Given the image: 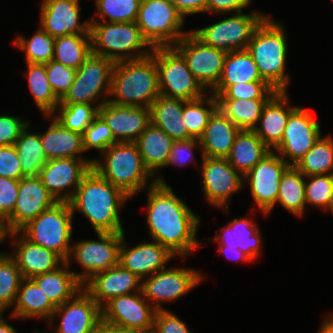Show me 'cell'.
<instances>
[{"mask_svg": "<svg viewBox=\"0 0 333 333\" xmlns=\"http://www.w3.org/2000/svg\"><path fill=\"white\" fill-rule=\"evenodd\" d=\"M147 224L151 240L186 259L200 247L197 232L201 217L173 191L168 184L155 183L146 189Z\"/></svg>", "mask_w": 333, "mask_h": 333, "instance_id": "1", "label": "cell"}, {"mask_svg": "<svg viewBox=\"0 0 333 333\" xmlns=\"http://www.w3.org/2000/svg\"><path fill=\"white\" fill-rule=\"evenodd\" d=\"M131 198L103 178L93 167L69 201L73 216L78 211L94 232L124 233L121 210Z\"/></svg>", "mask_w": 333, "mask_h": 333, "instance_id": "2", "label": "cell"}, {"mask_svg": "<svg viewBox=\"0 0 333 333\" xmlns=\"http://www.w3.org/2000/svg\"><path fill=\"white\" fill-rule=\"evenodd\" d=\"M284 25L267 15L257 26L246 50L262 79L276 91H288L291 78L286 72L288 36Z\"/></svg>", "mask_w": 333, "mask_h": 333, "instance_id": "3", "label": "cell"}, {"mask_svg": "<svg viewBox=\"0 0 333 333\" xmlns=\"http://www.w3.org/2000/svg\"><path fill=\"white\" fill-rule=\"evenodd\" d=\"M159 95L158 68L152 55L114 64L109 102L150 107Z\"/></svg>", "mask_w": 333, "mask_h": 333, "instance_id": "4", "label": "cell"}, {"mask_svg": "<svg viewBox=\"0 0 333 333\" xmlns=\"http://www.w3.org/2000/svg\"><path fill=\"white\" fill-rule=\"evenodd\" d=\"M92 167L131 199L156 183L134 142L111 145L101 154V159L94 158Z\"/></svg>", "mask_w": 333, "mask_h": 333, "instance_id": "5", "label": "cell"}, {"mask_svg": "<svg viewBox=\"0 0 333 333\" xmlns=\"http://www.w3.org/2000/svg\"><path fill=\"white\" fill-rule=\"evenodd\" d=\"M91 53L114 63L136 60L152 54L136 22H90Z\"/></svg>", "mask_w": 333, "mask_h": 333, "instance_id": "6", "label": "cell"}, {"mask_svg": "<svg viewBox=\"0 0 333 333\" xmlns=\"http://www.w3.org/2000/svg\"><path fill=\"white\" fill-rule=\"evenodd\" d=\"M73 218L69 202H57L41 212L20 232L31 242L55 252L67 261L73 243Z\"/></svg>", "mask_w": 333, "mask_h": 333, "instance_id": "7", "label": "cell"}, {"mask_svg": "<svg viewBox=\"0 0 333 333\" xmlns=\"http://www.w3.org/2000/svg\"><path fill=\"white\" fill-rule=\"evenodd\" d=\"M185 21L170 0H142L136 24L154 48L178 43L189 32L183 28Z\"/></svg>", "mask_w": 333, "mask_h": 333, "instance_id": "8", "label": "cell"}, {"mask_svg": "<svg viewBox=\"0 0 333 333\" xmlns=\"http://www.w3.org/2000/svg\"><path fill=\"white\" fill-rule=\"evenodd\" d=\"M158 68L160 95L191 101L208 91L190 71L186 59L174 47H154L152 54Z\"/></svg>", "mask_w": 333, "mask_h": 333, "instance_id": "9", "label": "cell"}, {"mask_svg": "<svg viewBox=\"0 0 333 333\" xmlns=\"http://www.w3.org/2000/svg\"><path fill=\"white\" fill-rule=\"evenodd\" d=\"M267 16L257 9L251 13H229L223 19L201 29L190 30L204 44L225 51L245 50L257 26Z\"/></svg>", "mask_w": 333, "mask_h": 333, "instance_id": "10", "label": "cell"}, {"mask_svg": "<svg viewBox=\"0 0 333 333\" xmlns=\"http://www.w3.org/2000/svg\"><path fill=\"white\" fill-rule=\"evenodd\" d=\"M97 240L73 241L71 253L66 261L69 266L76 263L81 272L75 277L84 285L95 274L106 271L119 264L120 247L124 233L95 232ZM75 261V262H74Z\"/></svg>", "mask_w": 333, "mask_h": 333, "instance_id": "11", "label": "cell"}, {"mask_svg": "<svg viewBox=\"0 0 333 333\" xmlns=\"http://www.w3.org/2000/svg\"><path fill=\"white\" fill-rule=\"evenodd\" d=\"M114 62L91 53L76 70L74 82L60 104H92L100 107L107 102L111 89Z\"/></svg>", "mask_w": 333, "mask_h": 333, "instance_id": "12", "label": "cell"}, {"mask_svg": "<svg viewBox=\"0 0 333 333\" xmlns=\"http://www.w3.org/2000/svg\"><path fill=\"white\" fill-rule=\"evenodd\" d=\"M204 278L202 271L193 267H166L144 278L141 290L144 298L156 310H163L166 309L164 303L178 301L198 287Z\"/></svg>", "mask_w": 333, "mask_h": 333, "instance_id": "13", "label": "cell"}, {"mask_svg": "<svg viewBox=\"0 0 333 333\" xmlns=\"http://www.w3.org/2000/svg\"><path fill=\"white\" fill-rule=\"evenodd\" d=\"M289 167L276 151L271 150L244 176L243 186H249L253 199L254 206H251V211L257 206L264 216L272 213L276 206L281 177Z\"/></svg>", "mask_w": 333, "mask_h": 333, "instance_id": "14", "label": "cell"}, {"mask_svg": "<svg viewBox=\"0 0 333 333\" xmlns=\"http://www.w3.org/2000/svg\"><path fill=\"white\" fill-rule=\"evenodd\" d=\"M201 185L205 201L212 207L230 212L231 197L244 189V177L235 170L227 158L201 156Z\"/></svg>", "mask_w": 333, "mask_h": 333, "instance_id": "15", "label": "cell"}, {"mask_svg": "<svg viewBox=\"0 0 333 333\" xmlns=\"http://www.w3.org/2000/svg\"><path fill=\"white\" fill-rule=\"evenodd\" d=\"M322 136L321 125L306 107L298 106L289 116L281 142L273 149L294 166Z\"/></svg>", "mask_w": 333, "mask_h": 333, "instance_id": "16", "label": "cell"}, {"mask_svg": "<svg viewBox=\"0 0 333 333\" xmlns=\"http://www.w3.org/2000/svg\"><path fill=\"white\" fill-rule=\"evenodd\" d=\"M200 84L210 92L219 82L226 52L204 44L190 30L174 45Z\"/></svg>", "mask_w": 333, "mask_h": 333, "instance_id": "17", "label": "cell"}, {"mask_svg": "<svg viewBox=\"0 0 333 333\" xmlns=\"http://www.w3.org/2000/svg\"><path fill=\"white\" fill-rule=\"evenodd\" d=\"M102 320L138 333H153L156 309L142 290L111 298L101 307Z\"/></svg>", "mask_w": 333, "mask_h": 333, "instance_id": "18", "label": "cell"}, {"mask_svg": "<svg viewBox=\"0 0 333 333\" xmlns=\"http://www.w3.org/2000/svg\"><path fill=\"white\" fill-rule=\"evenodd\" d=\"M59 323H54L57 319ZM102 319L101 306L84 290L56 307L47 323L54 333H94Z\"/></svg>", "mask_w": 333, "mask_h": 333, "instance_id": "19", "label": "cell"}, {"mask_svg": "<svg viewBox=\"0 0 333 333\" xmlns=\"http://www.w3.org/2000/svg\"><path fill=\"white\" fill-rule=\"evenodd\" d=\"M93 162L94 158L51 159L43 166L39 177L57 202H69Z\"/></svg>", "mask_w": 333, "mask_h": 333, "instance_id": "20", "label": "cell"}, {"mask_svg": "<svg viewBox=\"0 0 333 333\" xmlns=\"http://www.w3.org/2000/svg\"><path fill=\"white\" fill-rule=\"evenodd\" d=\"M57 201L48 192L39 176L20 179L16 206L13 214L2 224L4 234L20 231L41 212Z\"/></svg>", "mask_w": 333, "mask_h": 333, "instance_id": "21", "label": "cell"}, {"mask_svg": "<svg viewBox=\"0 0 333 333\" xmlns=\"http://www.w3.org/2000/svg\"><path fill=\"white\" fill-rule=\"evenodd\" d=\"M80 0H41L39 24L53 38L90 34V20L80 21Z\"/></svg>", "mask_w": 333, "mask_h": 333, "instance_id": "22", "label": "cell"}, {"mask_svg": "<svg viewBox=\"0 0 333 333\" xmlns=\"http://www.w3.org/2000/svg\"><path fill=\"white\" fill-rule=\"evenodd\" d=\"M8 239L12 246L8 254L16 261L23 278L54 271L65 262L55 252L28 240L20 231L4 234V241Z\"/></svg>", "mask_w": 333, "mask_h": 333, "instance_id": "23", "label": "cell"}, {"mask_svg": "<svg viewBox=\"0 0 333 333\" xmlns=\"http://www.w3.org/2000/svg\"><path fill=\"white\" fill-rule=\"evenodd\" d=\"M125 232L120 247L119 264L131 271L141 280L165 269L167 264L177 257L167 247L151 240L129 246Z\"/></svg>", "mask_w": 333, "mask_h": 333, "instance_id": "24", "label": "cell"}, {"mask_svg": "<svg viewBox=\"0 0 333 333\" xmlns=\"http://www.w3.org/2000/svg\"><path fill=\"white\" fill-rule=\"evenodd\" d=\"M99 115L111 129L116 142H135L150 124V108L105 102Z\"/></svg>", "mask_w": 333, "mask_h": 333, "instance_id": "25", "label": "cell"}, {"mask_svg": "<svg viewBox=\"0 0 333 333\" xmlns=\"http://www.w3.org/2000/svg\"><path fill=\"white\" fill-rule=\"evenodd\" d=\"M142 280L120 264L95 274L83 289L102 307L111 298L141 291Z\"/></svg>", "mask_w": 333, "mask_h": 333, "instance_id": "26", "label": "cell"}, {"mask_svg": "<svg viewBox=\"0 0 333 333\" xmlns=\"http://www.w3.org/2000/svg\"><path fill=\"white\" fill-rule=\"evenodd\" d=\"M288 94L277 91L265 104L258 125L253 129L270 150L281 142L288 118L298 107L291 105Z\"/></svg>", "mask_w": 333, "mask_h": 333, "instance_id": "27", "label": "cell"}, {"mask_svg": "<svg viewBox=\"0 0 333 333\" xmlns=\"http://www.w3.org/2000/svg\"><path fill=\"white\" fill-rule=\"evenodd\" d=\"M249 216L232 219L227 225L216 230L214 241L218 245L229 246L241 250L252 262L261 258L262 234L257 223Z\"/></svg>", "mask_w": 333, "mask_h": 333, "instance_id": "28", "label": "cell"}, {"mask_svg": "<svg viewBox=\"0 0 333 333\" xmlns=\"http://www.w3.org/2000/svg\"><path fill=\"white\" fill-rule=\"evenodd\" d=\"M49 127L39 132L48 160L58 158H87L81 133L66 129L53 115H45ZM51 122V123H50ZM83 155V156H82Z\"/></svg>", "mask_w": 333, "mask_h": 333, "instance_id": "29", "label": "cell"}, {"mask_svg": "<svg viewBox=\"0 0 333 333\" xmlns=\"http://www.w3.org/2000/svg\"><path fill=\"white\" fill-rule=\"evenodd\" d=\"M143 162L157 183L167 184L160 175L169 159L174 140L163 130L150 123L134 142Z\"/></svg>", "mask_w": 333, "mask_h": 333, "instance_id": "30", "label": "cell"}, {"mask_svg": "<svg viewBox=\"0 0 333 333\" xmlns=\"http://www.w3.org/2000/svg\"><path fill=\"white\" fill-rule=\"evenodd\" d=\"M240 129L218 108L210 117L199 138L200 155L210 158H227Z\"/></svg>", "mask_w": 333, "mask_h": 333, "instance_id": "31", "label": "cell"}, {"mask_svg": "<svg viewBox=\"0 0 333 333\" xmlns=\"http://www.w3.org/2000/svg\"><path fill=\"white\" fill-rule=\"evenodd\" d=\"M11 309L10 317L14 320L40 319L48 323L56 306L31 278H23Z\"/></svg>", "mask_w": 333, "mask_h": 333, "instance_id": "32", "label": "cell"}, {"mask_svg": "<svg viewBox=\"0 0 333 333\" xmlns=\"http://www.w3.org/2000/svg\"><path fill=\"white\" fill-rule=\"evenodd\" d=\"M185 100L159 95L150 105V123L166 132L174 141L193 138L182 119Z\"/></svg>", "mask_w": 333, "mask_h": 333, "instance_id": "33", "label": "cell"}, {"mask_svg": "<svg viewBox=\"0 0 333 333\" xmlns=\"http://www.w3.org/2000/svg\"><path fill=\"white\" fill-rule=\"evenodd\" d=\"M31 279L56 307L72 299L83 289V285L66 261L56 270L36 275Z\"/></svg>", "mask_w": 333, "mask_h": 333, "instance_id": "34", "label": "cell"}, {"mask_svg": "<svg viewBox=\"0 0 333 333\" xmlns=\"http://www.w3.org/2000/svg\"><path fill=\"white\" fill-rule=\"evenodd\" d=\"M254 81L264 80L251 54L246 49L231 51L226 53L221 78L210 92L217 97L229 85Z\"/></svg>", "mask_w": 333, "mask_h": 333, "instance_id": "35", "label": "cell"}, {"mask_svg": "<svg viewBox=\"0 0 333 333\" xmlns=\"http://www.w3.org/2000/svg\"><path fill=\"white\" fill-rule=\"evenodd\" d=\"M271 150L254 130H240L234 140L228 162L243 177Z\"/></svg>", "mask_w": 333, "mask_h": 333, "instance_id": "36", "label": "cell"}, {"mask_svg": "<svg viewBox=\"0 0 333 333\" xmlns=\"http://www.w3.org/2000/svg\"><path fill=\"white\" fill-rule=\"evenodd\" d=\"M306 176L294 166H290L282 175L276 205H281L287 212L303 217L306 210Z\"/></svg>", "mask_w": 333, "mask_h": 333, "instance_id": "37", "label": "cell"}, {"mask_svg": "<svg viewBox=\"0 0 333 333\" xmlns=\"http://www.w3.org/2000/svg\"><path fill=\"white\" fill-rule=\"evenodd\" d=\"M30 124L28 123L21 131L14 144L24 177L39 176L41 169L48 161L42 147L40 134L30 130Z\"/></svg>", "mask_w": 333, "mask_h": 333, "instance_id": "38", "label": "cell"}, {"mask_svg": "<svg viewBox=\"0 0 333 333\" xmlns=\"http://www.w3.org/2000/svg\"><path fill=\"white\" fill-rule=\"evenodd\" d=\"M25 65L27 83L35 106L44 116L52 115L60 104V100L54 94L47 79L45 64L25 63Z\"/></svg>", "mask_w": 333, "mask_h": 333, "instance_id": "39", "label": "cell"}, {"mask_svg": "<svg viewBox=\"0 0 333 333\" xmlns=\"http://www.w3.org/2000/svg\"><path fill=\"white\" fill-rule=\"evenodd\" d=\"M269 99H217L218 108L240 130H253Z\"/></svg>", "mask_w": 333, "mask_h": 333, "instance_id": "40", "label": "cell"}, {"mask_svg": "<svg viewBox=\"0 0 333 333\" xmlns=\"http://www.w3.org/2000/svg\"><path fill=\"white\" fill-rule=\"evenodd\" d=\"M91 54L90 34H72L55 38L53 60L77 70Z\"/></svg>", "mask_w": 333, "mask_h": 333, "instance_id": "41", "label": "cell"}, {"mask_svg": "<svg viewBox=\"0 0 333 333\" xmlns=\"http://www.w3.org/2000/svg\"><path fill=\"white\" fill-rule=\"evenodd\" d=\"M294 167L305 176L333 174V136H321Z\"/></svg>", "mask_w": 333, "mask_h": 333, "instance_id": "42", "label": "cell"}, {"mask_svg": "<svg viewBox=\"0 0 333 333\" xmlns=\"http://www.w3.org/2000/svg\"><path fill=\"white\" fill-rule=\"evenodd\" d=\"M217 109V97L211 92L206 93L198 99L185 101L182 119L184 120L188 133L193 138L199 139L203 135L210 117Z\"/></svg>", "mask_w": 333, "mask_h": 333, "instance_id": "43", "label": "cell"}, {"mask_svg": "<svg viewBox=\"0 0 333 333\" xmlns=\"http://www.w3.org/2000/svg\"><path fill=\"white\" fill-rule=\"evenodd\" d=\"M54 41L55 38L39 26L30 38L18 34L13 42L25 53V63L46 64L53 60Z\"/></svg>", "mask_w": 333, "mask_h": 333, "instance_id": "44", "label": "cell"}, {"mask_svg": "<svg viewBox=\"0 0 333 333\" xmlns=\"http://www.w3.org/2000/svg\"><path fill=\"white\" fill-rule=\"evenodd\" d=\"M95 17L90 22H136L142 0H94ZM99 17V18H96Z\"/></svg>", "mask_w": 333, "mask_h": 333, "instance_id": "45", "label": "cell"}, {"mask_svg": "<svg viewBox=\"0 0 333 333\" xmlns=\"http://www.w3.org/2000/svg\"><path fill=\"white\" fill-rule=\"evenodd\" d=\"M23 277L16 261L5 252H0V312L14 306Z\"/></svg>", "mask_w": 333, "mask_h": 333, "instance_id": "46", "label": "cell"}, {"mask_svg": "<svg viewBox=\"0 0 333 333\" xmlns=\"http://www.w3.org/2000/svg\"><path fill=\"white\" fill-rule=\"evenodd\" d=\"M66 129L83 134L99 115V107L92 104H59L52 114Z\"/></svg>", "mask_w": 333, "mask_h": 333, "instance_id": "47", "label": "cell"}, {"mask_svg": "<svg viewBox=\"0 0 333 333\" xmlns=\"http://www.w3.org/2000/svg\"><path fill=\"white\" fill-rule=\"evenodd\" d=\"M306 205L328 212L333 202V174L306 176Z\"/></svg>", "mask_w": 333, "mask_h": 333, "instance_id": "48", "label": "cell"}, {"mask_svg": "<svg viewBox=\"0 0 333 333\" xmlns=\"http://www.w3.org/2000/svg\"><path fill=\"white\" fill-rule=\"evenodd\" d=\"M85 152L95 150L99 156L111 145L117 143L105 120L98 115L82 134Z\"/></svg>", "mask_w": 333, "mask_h": 333, "instance_id": "49", "label": "cell"}, {"mask_svg": "<svg viewBox=\"0 0 333 333\" xmlns=\"http://www.w3.org/2000/svg\"><path fill=\"white\" fill-rule=\"evenodd\" d=\"M276 92L265 81L245 82L227 86L217 99H270Z\"/></svg>", "mask_w": 333, "mask_h": 333, "instance_id": "50", "label": "cell"}, {"mask_svg": "<svg viewBox=\"0 0 333 333\" xmlns=\"http://www.w3.org/2000/svg\"><path fill=\"white\" fill-rule=\"evenodd\" d=\"M47 79L56 97L61 100L74 82L76 70L54 60L45 64Z\"/></svg>", "mask_w": 333, "mask_h": 333, "instance_id": "51", "label": "cell"}, {"mask_svg": "<svg viewBox=\"0 0 333 333\" xmlns=\"http://www.w3.org/2000/svg\"><path fill=\"white\" fill-rule=\"evenodd\" d=\"M195 149H199V152H201L200 141L197 138L174 141L165 167H169V165L171 167H182L188 163L192 164V162L196 164L197 161L194 158Z\"/></svg>", "mask_w": 333, "mask_h": 333, "instance_id": "52", "label": "cell"}, {"mask_svg": "<svg viewBox=\"0 0 333 333\" xmlns=\"http://www.w3.org/2000/svg\"><path fill=\"white\" fill-rule=\"evenodd\" d=\"M20 180L0 177V224L12 214L17 202Z\"/></svg>", "mask_w": 333, "mask_h": 333, "instance_id": "53", "label": "cell"}, {"mask_svg": "<svg viewBox=\"0 0 333 333\" xmlns=\"http://www.w3.org/2000/svg\"><path fill=\"white\" fill-rule=\"evenodd\" d=\"M28 123L30 120H23L19 115H0V146L14 145Z\"/></svg>", "mask_w": 333, "mask_h": 333, "instance_id": "54", "label": "cell"}, {"mask_svg": "<svg viewBox=\"0 0 333 333\" xmlns=\"http://www.w3.org/2000/svg\"><path fill=\"white\" fill-rule=\"evenodd\" d=\"M153 333H192L187 324L168 309L156 310Z\"/></svg>", "mask_w": 333, "mask_h": 333, "instance_id": "55", "label": "cell"}, {"mask_svg": "<svg viewBox=\"0 0 333 333\" xmlns=\"http://www.w3.org/2000/svg\"><path fill=\"white\" fill-rule=\"evenodd\" d=\"M0 177L20 180L24 177L14 145L0 146Z\"/></svg>", "mask_w": 333, "mask_h": 333, "instance_id": "56", "label": "cell"}, {"mask_svg": "<svg viewBox=\"0 0 333 333\" xmlns=\"http://www.w3.org/2000/svg\"><path fill=\"white\" fill-rule=\"evenodd\" d=\"M253 0H209L206 13L226 16L228 13L243 12L249 8Z\"/></svg>", "mask_w": 333, "mask_h": 333, "instance_id": "57", "label": "cell"}, {"mask_svg": "<svg viewBox=\"0 0 333 333\" xmlns=\"http://www.w3.org/2000/svg\"><path fill=\"white\" fill-rule=\"evenodd\" d=\"M179 13L186 19L188 16L205 14L209 0H170Z\"/></svg>", "mask_w": 333, "mask_h": 333, "instance_id": "58", "label": "cell"}, {"mask_svg": "<svg viewBox=\"0 0 333 333\" xmlns=\"http://www.w3.org/2000/svg\"><path fill=\"white\" fill-rule=\"evenodd\" d=\"M219 254H224L228 257L229 260L236 262L249 263L252 262L241 250L236 248H231L229 246L219 245L218 246Z\"/></svg>", "mask_w": 333, "mask_h": 333, "instance_id": "59", "label": "cell"}, {"mask_svg": "<svg viewBox=\"0 0 333 333\" xmlns=\"http://www.w3.org/2000/svg\"><path fill=\"white\" fill-rule=\"evenodd\" d=\"M94 333H138V332L131 330L129 328L110 324L101 319L98 329Z\"/></svg>", "mask_w": 333, "mask_h": 333, "instance_id": "60", "label": "cell"}, {"mask_svg": "<svg viewBox=\"0 0 333 333\" xmlns=\"http://www.w3.org/2000/svg\"><path fill=\"white\" fill-rule=\"evenodd\" d=\"M317 333H333V312L326 314Z\"/></svg>", "mask_w": 333, "mask_h": 333, "instance_id": "61", "label": "cell"}, {"mask_svg": "<svg viewBox=\"0 0 333 333\" xmlns=\"http://www.w3.org/2000/svg\"><path fill=\"white\" fill-rule=\"evenodd\" d=\"M3 315L4 312H0V333H20L14 326L8 323Z\"/></svg>", "mask_w": 333, "mask_h": 333, "instance_id": "62", "label": "cell"}, {"mask_svg": "<svg viewBox=\"0 0 333 333\" xmlns=\"http://www.w3.org/2000/svg\"><path fill=\"white\" fill-rule=\"evenodd\" d=\"M5 243L4 241V232H3V229H2V225L0 224V245ZM1 252V250H0Z\"/></svg>", "mask_w": 333, "mask_h": 333, "instance_id": "63", "label": "cell"}, {"mask_svg": "<svg viewBox=\"0 0 333 333\" xmlns=\"http://www.w3.org/2000/svg\"><path fill=\"white\" fill-rule=\"evenodd\" d=\"M33 333H48V332L45 331V330L40 332V331H37V330L35 329V331H33ZM53 333H54V332H53Z\"/></svg>", "mask_w": 333, "mask_h": 333, "instance_id": "64", "label": "cell"}, {"mask_svg": "<svg viewBox=\"0 0 333 333\" xmlns=\"http://www.w3.org/2000/svg\"><path fill=\"white\" fill-rule=\"evenodd\" d=\"M330 212H332L333 214V202H332V205H331V208L329 209Z\"/></svg>", "mask_w": 333, "mask_h": 333, "instance_id": "65", "label": "cell"}]
</instances>
